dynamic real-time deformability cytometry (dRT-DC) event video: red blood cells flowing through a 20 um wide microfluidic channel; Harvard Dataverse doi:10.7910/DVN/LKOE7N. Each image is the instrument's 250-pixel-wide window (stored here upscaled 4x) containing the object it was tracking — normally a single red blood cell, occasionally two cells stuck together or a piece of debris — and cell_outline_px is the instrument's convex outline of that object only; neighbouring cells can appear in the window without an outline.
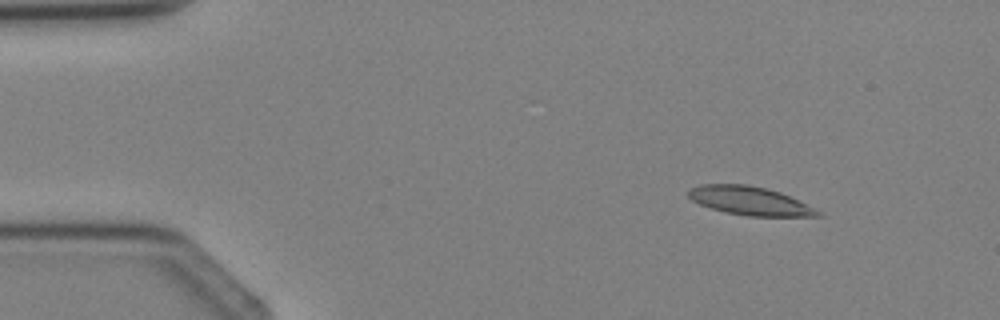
{"species": "Egyptian fruit bat (a non-hibernating species)", "species_latin": "Rousettus aegyptiacus", "temperature_condition": "cold", "stored_images_in_passage": 3, "camera_frame_rate_fps": 3000, "um_per_image_px": 0.085, "animal": {"sex": "female"}, "frame": {"image": 1, "passage_image": 2, "time_ms": 1.0, "image_size_px": [1000, 320], "cell_outline_px": [[824, 216], [748, 216], [728, 212], [712, 208], [700, 204], [692, 200], [688, 196], [688, 188], [700, 184], [748, 184], [768, 188], [780, 192], [820, 212]], "centroid_in_image_um": [63.67, 17.05], "position_along_channel_um": 21.3, "area_um2": 21.21}}